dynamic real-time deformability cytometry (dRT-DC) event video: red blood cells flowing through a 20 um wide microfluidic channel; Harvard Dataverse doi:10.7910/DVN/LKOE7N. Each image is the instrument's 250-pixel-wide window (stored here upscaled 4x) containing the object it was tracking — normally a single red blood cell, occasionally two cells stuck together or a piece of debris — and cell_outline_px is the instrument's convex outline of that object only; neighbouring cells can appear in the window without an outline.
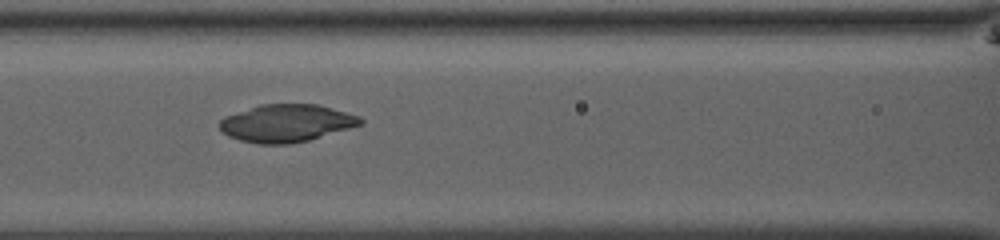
{"species": "common noctule bat (a hibernating species)", "species_latin": "Nyctalus noctula", "temperature_condition": "room temperature", "stored_images_in_passage": 52, "camera_frame_rate_fps": 3000, "um_per_image_px": 0.085, "animal": {"sex": "male", "body_mass_g": 13.0, "forearm_length_mm": 53.1}, "frame": {"image": 1, "passage_image": 25, "time_ms": 8.0, "image_size_px": [1000, 240], "cell_outline_px": [[364, 124], [308, 140], [292, 144], [260, 144], [240, 140], [228, 136], [220, 128], [220, 120], [224, 116], [260, 104], [316, 104], [360, 116], [364, 120]], "centroid_in_image_um": [24.35, 10.47], "position_along_channel_um": 142.2, "area_um2": 30.75}}
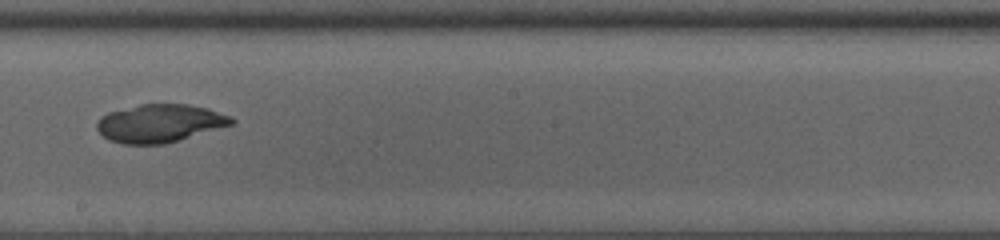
{"frame": {"image": 2, "passage_image": 32, "time_ms": 10.333, "image_size_px": [1000, 240], "cell_outline_px": [[236, 120], [232, 124], [164, 144], [124, 144], [108, 140], [96, 128], [96, 124], [100, 116], [108, 112], [140, 104], [188, 104], [208, 108], [232, 116]], "centroid_in_image_um": [13.56, 10.47], "position_along_channel_um": 234.6, "area_um2": 29.77}}
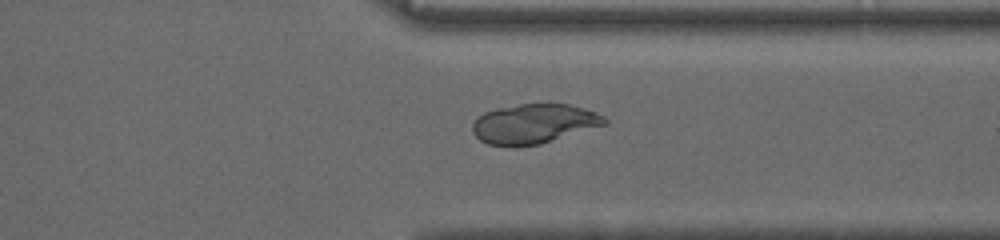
{"frame": {"image": 3, "passage_image": 42, "time_ms": 13.667, "image_size_px": [1000, 240], "cell_outline_px": [[608, 124], [540, 144], [488, 144], [480, 140], [472, 132], [472, 124], [484, 112], [496, 108], [520, 104], [568, 104], [596, 112], [604, 116], [608, 120]], "centroid_in_image_um": [45.42, 10.49], "position_along_channel_um": 366.0, "area_um2": 29.94}}